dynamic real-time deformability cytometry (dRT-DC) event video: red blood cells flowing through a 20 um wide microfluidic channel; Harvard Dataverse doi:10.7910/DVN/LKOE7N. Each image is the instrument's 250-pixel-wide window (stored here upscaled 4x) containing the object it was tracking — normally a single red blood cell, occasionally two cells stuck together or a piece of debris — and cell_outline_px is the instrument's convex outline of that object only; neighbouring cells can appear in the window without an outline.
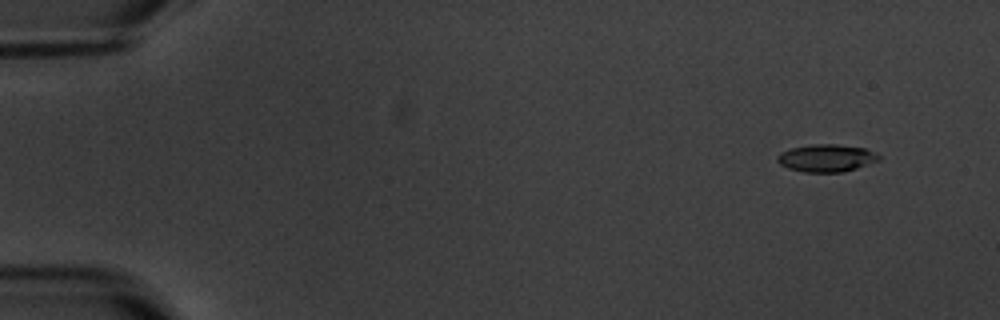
{"species": "common noctule bat (a hibernating species)", "species_latin": "Nyctalus noctula", "temperature_condition": "warm", "stored_images_in_passage": 6, "camera_frame_rate_fps": 3000, "um_per_image_px": 0.085, "animal": {"sex": "male", "body_mass_g": 20.1, "forearm_length_mm": 53.5}, "frame": {"image": 1, "passage_image": 1, "time_ms": 0.0, "image_size_px": [1000, 320], "cell_outline_px": [[880, 160], [856, 168], [840, 172], [804, 172], [788, 168], [780, 164], [776, 160], [776, 156], [780, 152], [792, 148], [812, 144], [836, 144], [864, 148], [880, 156]], "centroid_in_image_um": [70.21, 13.43], "position_along_channel_um": 14.8, "area_um2": 16.13}}
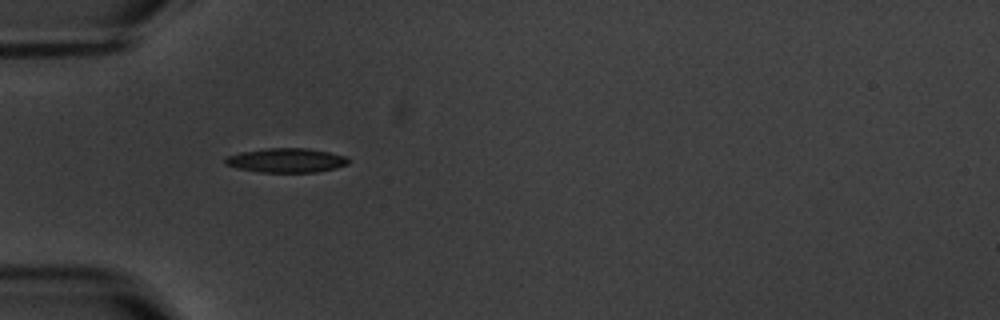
{"frame": {"image": 2, "passage_image": 5, "time_ms": 4.667, "image_size_px": [1000, 320], "cell_outline_px": [[348, 164], [336, 168], [316, 172], [260, 172], [236, 168], [224, 164], [224, 160], [228, 156], [240, 152], [268, 148], [308, 148], [328, 152], [344, 156], [348, 160]], "centroid_in_image_um": [24.3, 13.63], "position_along_channel_um": 60.7, "area_um2": 17.34}}